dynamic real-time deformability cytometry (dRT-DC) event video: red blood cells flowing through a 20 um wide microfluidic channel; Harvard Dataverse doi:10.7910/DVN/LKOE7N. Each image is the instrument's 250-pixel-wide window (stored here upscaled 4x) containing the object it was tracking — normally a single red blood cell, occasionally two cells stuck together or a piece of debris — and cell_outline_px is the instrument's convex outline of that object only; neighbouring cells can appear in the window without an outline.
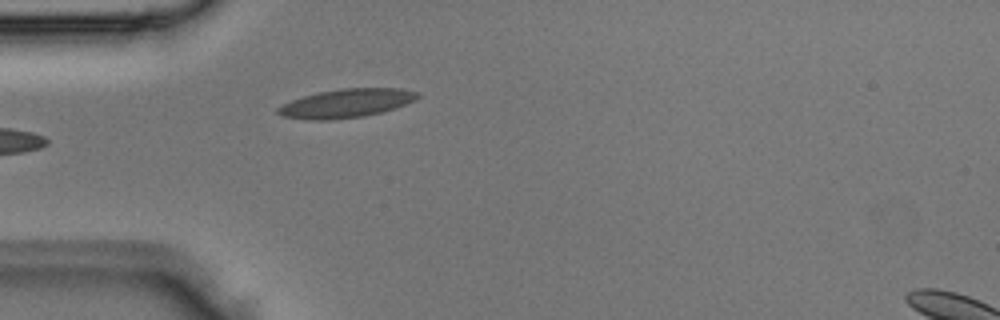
{"species": "Egyptian fruit bat (a non-hibernating species)", "species_latin": "Rousettus aegyptiacus", "temperature_condition": "room temperature", "stored_images_in_passage": 5, "segment_of_instrument_passage": [1, 2], "camera_frame_rate_fps": 3000, "um_per_image_px": 0.085, "animal": {"sex": "male"}, "frame": {"image": 1, "passage_image": 4, "time_ms": 1.0, "image_size_px": [1000, 320], "cell_outline_px": [[420, 96], [416, 100], [396, 108], [364, 116], [332, 120], [304, 120], [280, 116], [276, 112], [276, 108], [292, 100], [316, 92], [340, 88], [400, 88], [420, 92]], "centroid_in_image_um": [29.43, 8.78], "position_along_channel_um": 55.6, "area_um2": 23.64}}